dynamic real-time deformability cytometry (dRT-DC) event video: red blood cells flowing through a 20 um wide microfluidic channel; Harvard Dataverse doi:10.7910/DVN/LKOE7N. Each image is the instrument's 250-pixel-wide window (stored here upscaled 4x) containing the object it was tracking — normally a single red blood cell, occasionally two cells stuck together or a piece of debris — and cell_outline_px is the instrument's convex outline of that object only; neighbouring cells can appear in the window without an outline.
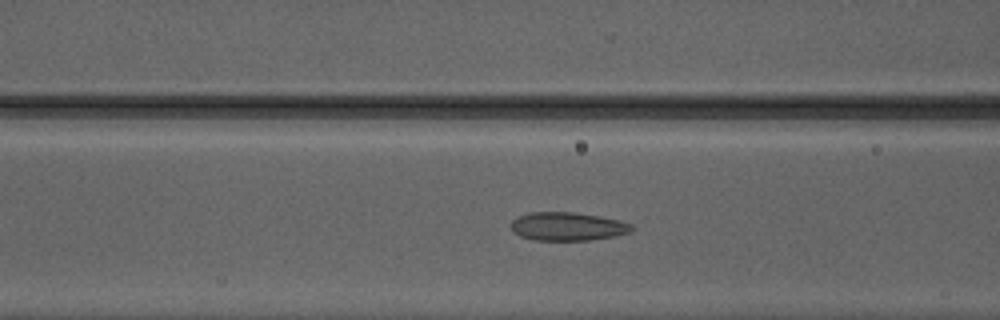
{"species": "Egyptian fruit bat (a non-hibernating species)", "species_latin": "Rousettus aegyptiacus", "temperature_condition": "warm", "stored_images_in_passage": 29, "camera_frame_rate_fps": 3000, "um_per_image_px": 0.085, "animal": {"sex": "male"}, "frame": {"image": 1, "passage_image": 4, "time_ms": 1.0, "image_size_px": [1000, 320], "cell_outline_px": [[636, 228], [632, 232], [612, 236], [588, 240], [532, 240], [520, 236], [512, 228], [512, 220], [516, 216], [528, 212], [572, 212], [596, 216], [616, 220], [632, 224]], "centroid_in_image_um": [48.23, 19.24], "position_along_channel_um": 118.4, "area_um2": 19.83}}
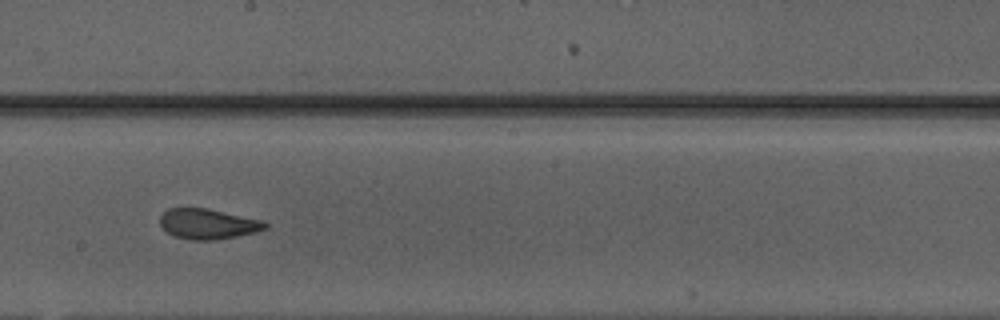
{"frame": {"image": 2, "passage_image": 12, "time_ms": 3.667, "image_size_px": [1000, 320], "cell_outline_px": [[268, 228], [256, 232], [236, 236], [212, 240], [192, 240], [176, 236], [168, 232], [160, 224], [160, 216], [168, 208], [208, 208], [264, 220], [268, 224]], "centroid_in_image_um": [17.72, 19.02], "position_along_channel_um": 230.5, "area_um2": 18.55}}
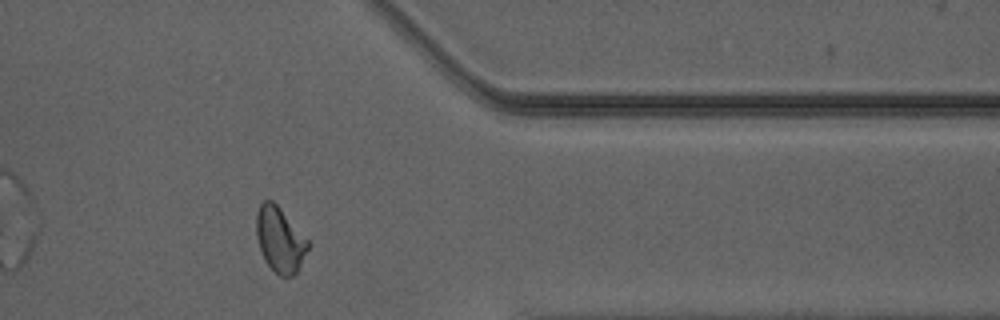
{"frame": {"image": 3, "passage_image": 24, "time_ms": 7.667, "image_size_px": [1000, 320], "cell_outline_px": [[308, 248], [296, 272], [292, 276], [280, 276], [268, 264], [260, 248], [256, 236], [256, 212], [260, 204], [264, 200], [272, 200], [280, 208], [308, 240]], "centroid_in_image_um": [23.77, 20.34], "position_along_channel_um": 387.6, "area_um2": 19.07}}